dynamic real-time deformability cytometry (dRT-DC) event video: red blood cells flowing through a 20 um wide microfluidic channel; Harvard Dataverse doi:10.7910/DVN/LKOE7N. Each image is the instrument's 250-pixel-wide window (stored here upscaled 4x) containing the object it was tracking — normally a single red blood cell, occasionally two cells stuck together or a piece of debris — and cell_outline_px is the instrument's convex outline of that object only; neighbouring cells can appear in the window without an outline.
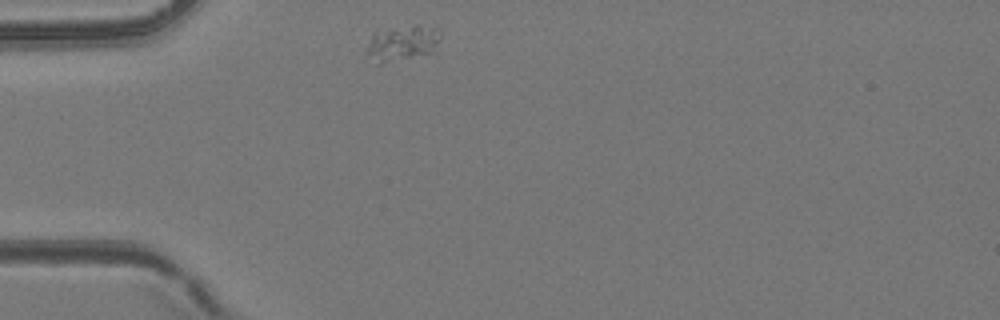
{"species": "common noctule bat (a hibernating species)", "species_latin": "Nyctalus noctula", "temperature_condition": "room temperature", "stored_images_in_passage": 36, "camera_frame_rate_fps": 3000, "um_per_image_px": 0.085, "animal": {"sex": "female", "body_mass_g": 24.6, "forearm_length_mm": 56.2}, "frame": {"image": 1, "passage_image": 1, "time_ms": 0.0, "image_size_px": [1000, 320], "cell_outline_px": [[440, 36], [436, 56], [380, 64], [364, 52], [372, 36], [376, 32], [412, 24], [416, 24], [436, 28], [440, 32]], "centroid_in_image_um": [34.31, 3.73], "position_along_channel_um": 50.7, "area_um2": 16.18}}
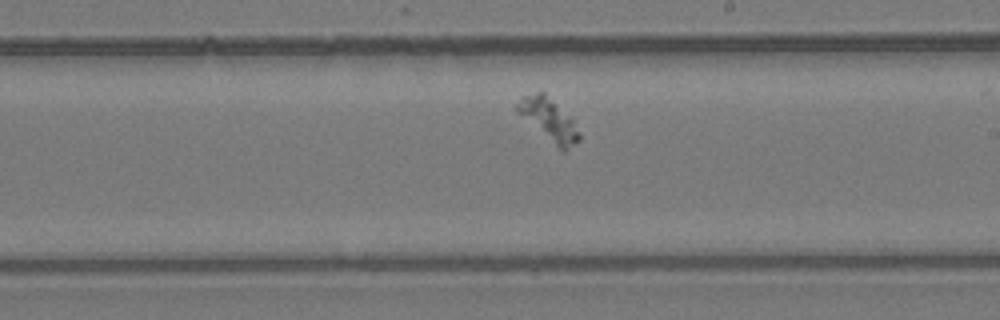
{"frame": {"image": 2, "passage_image": 16, "time_ms": 5.0, "image_size_px": [1000, 320], "cell_outline_px": [[580, 140], [564, 152], [516, 112], [516, 104], [524, 96], [536, 92], [544, 92], [572, 120], [580, 132]], "centroid_in_image_um": [46.65, 10.18], "position_along_channel_um": 242.3, "area_um2": 14.68}}
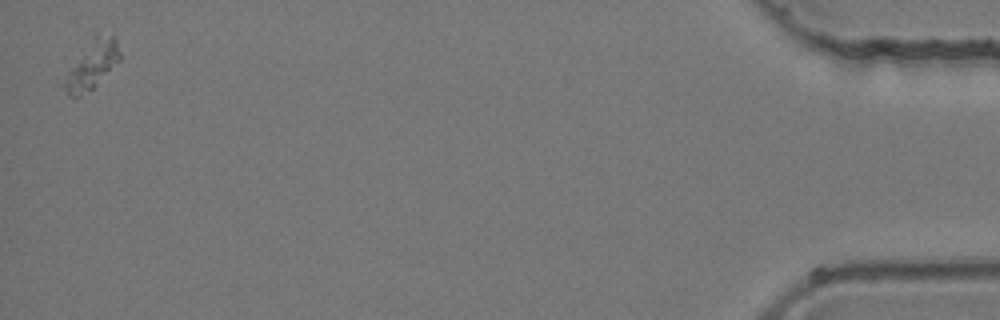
{"frame": {"image": 3, "passage_image": 36, "time_ms": 11.667, "image_size_px": [1000, 320], "cell_outline_px": [[120, 60], [92, 88], [80, 96], [68, 96], [64, 84], [68, 72], [96, 36], [112, 36], [116, 40], [120, 52]], "centroid_in_image_um": [7.86, 5.57], "position_along_channel_um": 427.3, "area_um2": 14.1}}